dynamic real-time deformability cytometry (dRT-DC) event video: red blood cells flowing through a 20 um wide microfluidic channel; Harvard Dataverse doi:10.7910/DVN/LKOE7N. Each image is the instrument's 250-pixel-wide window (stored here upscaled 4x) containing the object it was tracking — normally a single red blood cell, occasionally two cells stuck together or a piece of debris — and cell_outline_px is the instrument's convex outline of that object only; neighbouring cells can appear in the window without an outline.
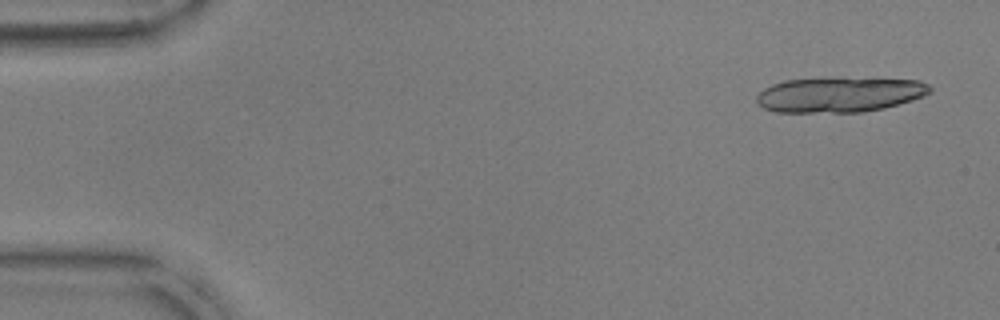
{"species": "common noctule bat (a hibernating species)", "species_latin": "Nyctalus noctula", "temperature_condition": "warm", "stored_images_in_passage": 18, "camera_frame_rate_fps": 3000, "um_per_image_px": 0.085, "animal": {"sex": "male", "body_mass_g": 17.9, "forearm_length_mm": 54.2}, "frame": {"image": 1, "passage_image": 3, "time_ms": 0.667, "image_size_px": [1000, 320], "cell_outline_px": [[932, 92], [924, 96], [912, 100], [884, 108], [864, 112], [776, 112], [764, 108], [756, 104], [756, 96], [764, 88], [772, 84], [784, 80], [920, 80], [928, 84], [932, 88]], "centroid_in_image_um": [71.34, 8.08], "position_along_channel_um": 13.7, "area_um2": 34.51}}